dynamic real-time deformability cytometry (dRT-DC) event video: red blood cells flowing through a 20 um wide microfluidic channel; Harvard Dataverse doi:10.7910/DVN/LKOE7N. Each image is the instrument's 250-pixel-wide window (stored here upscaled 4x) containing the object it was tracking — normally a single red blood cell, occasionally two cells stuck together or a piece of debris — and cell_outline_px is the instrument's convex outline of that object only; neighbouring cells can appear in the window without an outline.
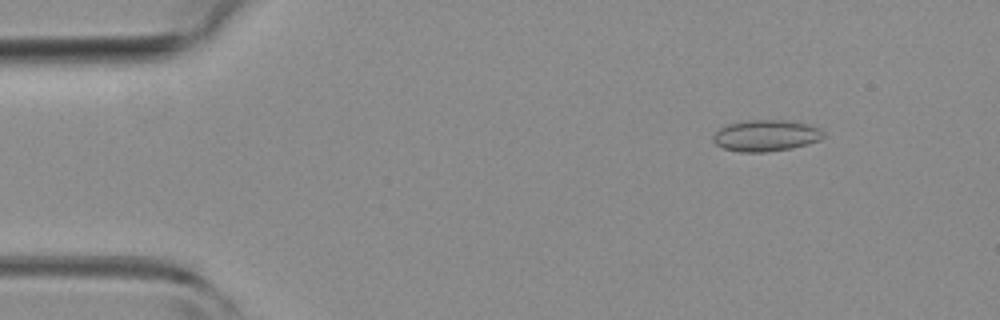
{"species": "common noctule bat (a hibernating species)", "species_latin": "Nyctalus noctula", "temperature_condition": "room temperature", "stored_images_in_passage": 51, "camera_frame_rate_fps": 3000, "um_per_image_px": 0.085, "animal": {"sex": "female", "body_mass_g": 19.3, "forearm_length_mm": 54.1}, "frame": {"image": 1, "passage_image": 6, "time_ms": 1.667, "image_size_px": [1000, 320], "cell_outline_px": [[824, 136], [820, 140], [808, 144], [792, 148], [768, 152], [740, 152], [724, 148], [716, 144], [712, 140], [712, 136], [720, 128], [728, 124], [748, 120], [788, 120], [808, 124], [820, 128], [824, 132]], "centroid_in_image_um": [65.12, 11.52], "position_along_channel_um": 19.9, "area_um2": 20.29}}
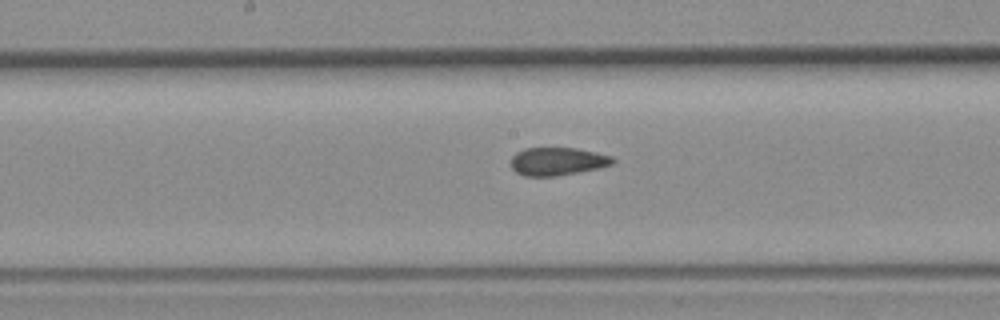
{"frame": {"image": 2, "passage_image": 26, "time_ms": 8.333, "image_size_px": [1000, 320], "cell_outline_px": [[616, 160], [612, 164], [600, 168], [556, 176], [524, 176], [516, 172], [512, 168], [512, 156], [516, 152], [524, 148], [576, 148], [596, 152], [612, 156]], "centroid_in_image_um": [47.4, 13.71], "position_along_channel_um": 200.8, "area_um2": 16.65}}
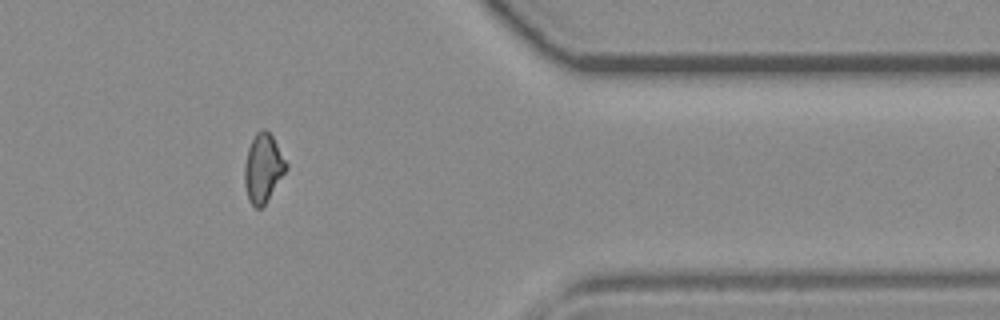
{"frame": {"image": 3, "passage_image": 42, "time_ms": 13.667, "image_size_px": [1000, 320], "cell_outline_px": [[288, 168], [264, 204], [260, 208], [256, 208], [248, 200], [244, 184], [244, 164], [248, 148], [256, 132], [260, 128], [264, 128], [272, 136], [288, 164]], "centroid_in_image_um": [22.35, 14.27], "position_along_channel_um": 389.1, "area_um2": 16.53}, "authors_computed_cell_mechanics": {"area_um2": 17.2822, "velocity_mm_per_s": 3.9546, "shape_relaxation_time_tau1_ms": null, "shape_relaxation_time_tau2_ms": 2.1243, "deformation_change_tau1": null, "deformation_change_tau2": 0.0659}}